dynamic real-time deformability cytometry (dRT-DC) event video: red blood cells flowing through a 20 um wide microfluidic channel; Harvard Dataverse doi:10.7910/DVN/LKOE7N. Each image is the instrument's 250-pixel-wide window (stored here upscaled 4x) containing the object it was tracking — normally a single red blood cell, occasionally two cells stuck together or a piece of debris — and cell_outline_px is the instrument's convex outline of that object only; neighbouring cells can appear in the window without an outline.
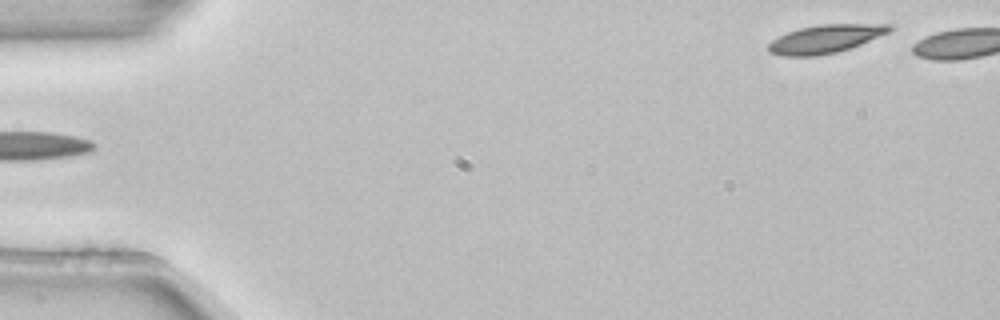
{"species": "common noctule bat (a hibernating species)", "species_latin": "Nyctalus noctula", "temperature_condition": "room temperature", "stored_images_in_passage": 5, "segment_of_instrument_passage": [2, 2], "camera_frame_rate_fps": 3000, "um_per_image_px": 0.085, "animal": {"sex": "female", "body_mass_g": 22.7, "forearm_length_mm": 54.2}, "frame": {"image": 1, "passage_image": 5, "time_ms": 1.333, "image_size_px": [1000, 320], "cell_outline_px": [[896, 24], [888, 32], [860, 44], [836, 52], [816, 56], [784, 56], [768, 52], [768, 44], [772, 40], [788, 32], [800, 28], [820, 24]], "centroid_in_image_um": [70.14, 3.3], "position_along_channel_um": 14.9, "area_um2": 19.71}}